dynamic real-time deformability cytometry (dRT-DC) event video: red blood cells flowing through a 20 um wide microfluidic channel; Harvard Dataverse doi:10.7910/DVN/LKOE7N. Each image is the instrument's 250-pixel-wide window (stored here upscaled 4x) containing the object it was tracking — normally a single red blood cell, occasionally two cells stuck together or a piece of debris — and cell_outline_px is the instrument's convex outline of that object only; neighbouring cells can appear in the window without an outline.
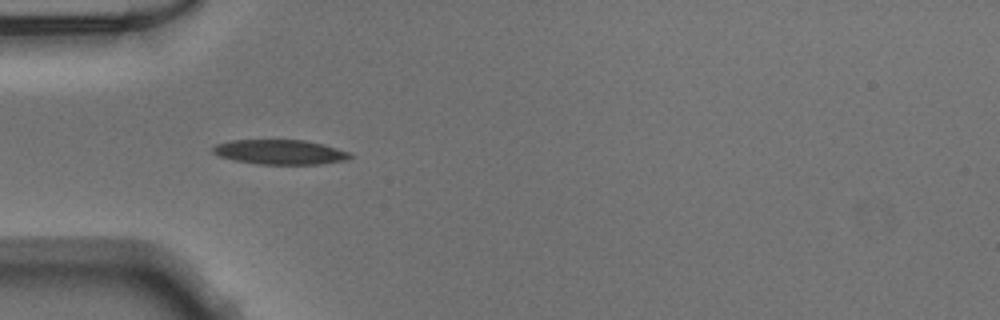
{"species": "Egyptian fruit bat (a non-hibernating species)", "species_latin": "Rousettus aegyptiacus", "temperature_condition": "warm", "stored_images_in_passage": 35, "camera_frame_rate_fps": 3000, "um_per_image_px": 0.085, "animal": {"sex": "male"}, "frame": {"image": 1, "passage_image": 1, "time_ms": 0.0, "image_size_px": [1000, 320], "cell_outline_px": [[352, 156], [344, 160], [320, 164], [260, 164], [236, 160], [220, 156], [212, 152], [212, 148], [216, 144], [228, 140], [304, 140], [324, 144], [348, 152]], "centroid_in_image_um": [23.77, 12.91], "position_along_channel_um": 61.2, "area_um2": 19.54}}
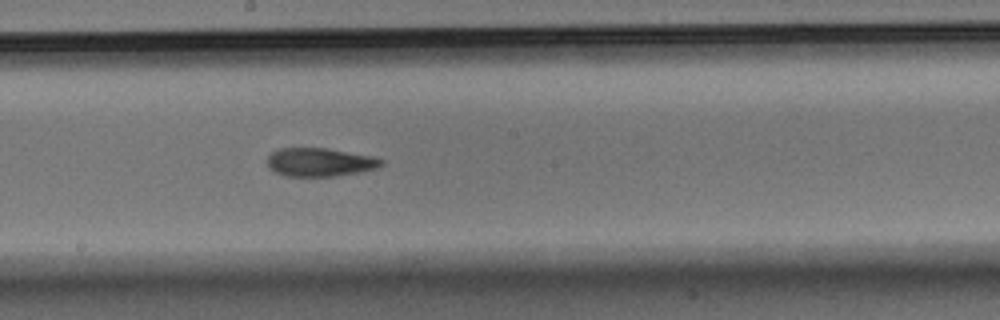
{"frame": {"image": 2, "passage_image": 13, "time_ms": 4.0, "image_size_px": [1000, 320], "cell_outline_px": [[384, 164], [376, 168], [360, 172], [336, 176], [288, 176], [276, 172], [268, 168], [268, 156], [272, 152], [280, 148], [328, 148], [376, 156], [384, 160]], "centroid_in_image_um": [27.24, 13.78], "position_along_channel_um": 221.0, "area_um2": 19.07}}
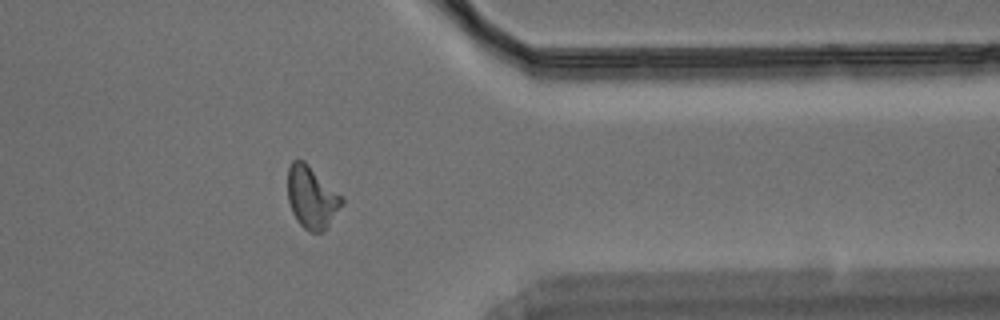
{"frame": {"image": 3, "passage_image": 26, "time_ms": 8.333, "image_size_px": [1000, 320], "cell_outline_px": [[344, 204], [324, 232], [308, 232], [296, 220], [292, 212], [288, 200], [288, 168], [292, 160], [304, 160], [344, 196]], "centroid_in_image_um": [26.53, 16.78], "position_along_channel_um": 384.9, "area_um2": 20.06}}